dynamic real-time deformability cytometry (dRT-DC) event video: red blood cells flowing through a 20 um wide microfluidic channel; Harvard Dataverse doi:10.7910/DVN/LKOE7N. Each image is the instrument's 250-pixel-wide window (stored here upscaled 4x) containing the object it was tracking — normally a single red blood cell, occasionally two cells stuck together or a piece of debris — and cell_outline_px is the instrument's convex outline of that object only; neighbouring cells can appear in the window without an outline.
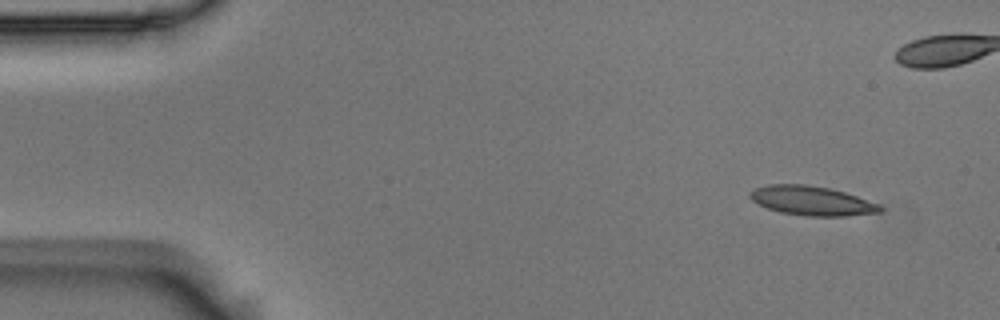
{"species": "Egyptian fruit bat (a non-hibernating species)", "species_latin": "Rousettus aegyptiacus", "temperature_condition": "room temperature", "stored_images_in_passage": 5, "camera_frame_rate_fps": 3000, "um_per_image_px": 0.085, "animal": {"sex": "male"}, "frame": {"image": 1, "passage_image": 1, "time_ms": 0.0, "image_size_px": [1000, 320], "cell_outline_px": [[884, 208], [880, 212], [844, 216], [808, 216], [780, 212], [768, 208], [752, 200], [748, 196], [748, 192], [756, 188], [768, 184], [808, 184], [828, 188], [844, 192], [880, 204]], "centroid_in_image_um": [68.99, 17.06], "position_along_channel_um": 16.0, "area_um2": 22.14}}